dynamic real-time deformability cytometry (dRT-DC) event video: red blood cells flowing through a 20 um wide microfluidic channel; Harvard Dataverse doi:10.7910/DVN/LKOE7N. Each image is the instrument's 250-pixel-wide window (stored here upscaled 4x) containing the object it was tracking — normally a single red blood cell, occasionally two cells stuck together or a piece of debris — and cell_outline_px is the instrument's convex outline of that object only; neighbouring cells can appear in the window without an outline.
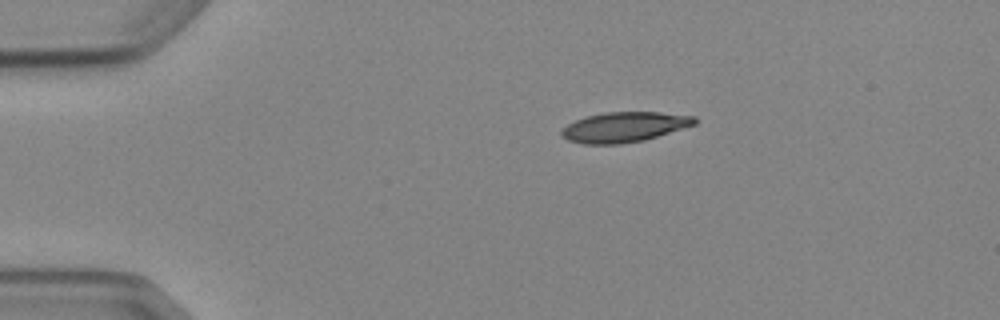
{"species": "Egyptian fruit bat (a non-hibernating species)", "species_latin": "Rousettus aegyptiacus", "temperature_condition": "cold", "stored_images_in_passage": 3, "camera_frame_rate_fps": 3000, "um_per_image_px": 0.085, "animal": {"sex": "female"}, "frame": {"image": 1, "passage_image": 1, "time_ms": 0.0, "image_size_px": [1000, 320], "cell_outline_px": [[696, 124], [644, 140], [620, 144], [584, 144], [568, 140], [560, 136], [560, 132], [568, 124], [576, 120], [588, 116], [604, 112], [660, 112], [696, 116]], "centroid_in_image_um": [53.06, 10.8], "position_along_channel_um": 31.9, "area_um2": 23.24}}
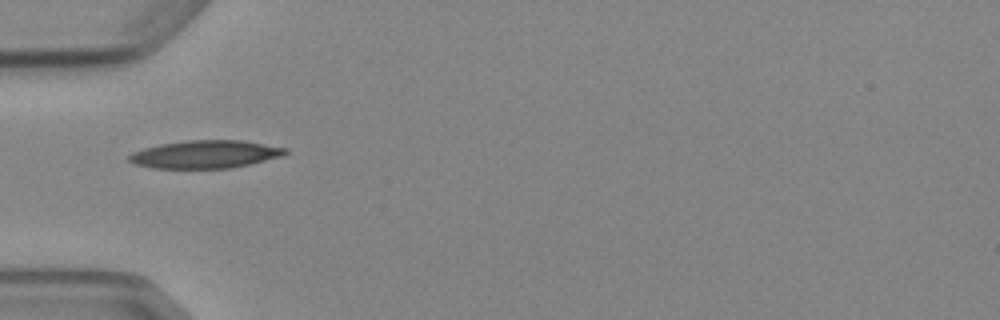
{"frame": {"image": 2, "passage_image": 3, "time_ms": 2.333, "image_size_px": [1000, 320], "cell_outline_px": [[288, 152], [284, 156], [232, 168], [152, 168], [136, 164], [128, 160], [128, 156], [132, 152], [144, 148], [160, 144], [188, 140], [244, 140], [288, 148]], "centroid_in_image_um": [17.49, 13.11], "position_along_channel_um": 67.5, "area_um2": 25.49}}